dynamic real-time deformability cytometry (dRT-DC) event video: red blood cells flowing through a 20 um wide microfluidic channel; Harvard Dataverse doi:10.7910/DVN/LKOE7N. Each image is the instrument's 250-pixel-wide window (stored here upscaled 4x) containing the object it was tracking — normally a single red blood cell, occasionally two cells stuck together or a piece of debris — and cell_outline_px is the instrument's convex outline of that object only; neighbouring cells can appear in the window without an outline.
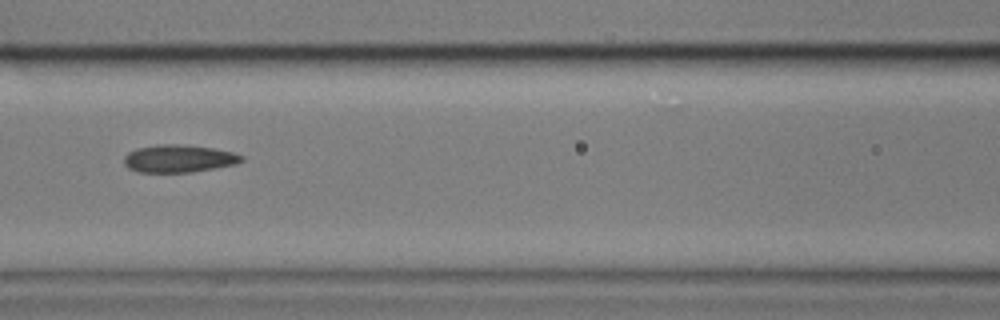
{"species": "common noctule bat (a hibernating species)", "species_latin": "Nyctalus noctula", "temperature_condition": "cold", "stored_images_in_passage": 7, "camera_frame_rate_fps": 3000, "um_per_image_px": 0.085, "animal": {"sex": "male", "body_mass_g": 17.9}, "frame": {"image": 1, "passage_image": 7, "time_ms": 7.0, "image_size_px": [1000, 320], "cell_outline_px": [[244, 160], [236, 164], [192, 172], [136, 172], [128, 168], [124, 164], [124, 156], [128, 152], [136, 148], [156, 144], [176, 144], [212, 148], [232, 152], [244, 156]], "centroid_in_image_um": [15.16, 13.48], "position_along_channel_um": 151.4, "area_um2": 18.96}}